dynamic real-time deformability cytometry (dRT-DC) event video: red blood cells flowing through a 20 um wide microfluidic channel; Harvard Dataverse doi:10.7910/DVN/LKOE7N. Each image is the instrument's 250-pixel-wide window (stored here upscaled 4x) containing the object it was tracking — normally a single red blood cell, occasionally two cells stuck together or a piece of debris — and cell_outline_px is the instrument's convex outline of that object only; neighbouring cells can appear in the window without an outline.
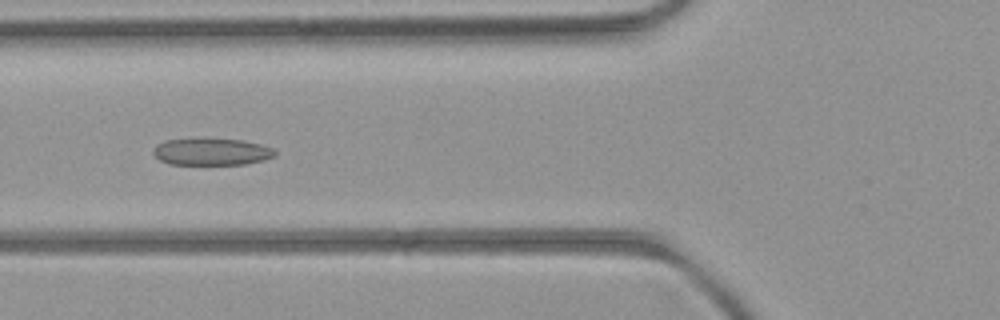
{"species": "common noctule bat (a hibernating species)", "species_latin": "Nyctalus noctula", "temperature_condition": "room temperature", "stored_images_in_passage": 36, "camera_frame_rate_fps": 3000, "um_per_image_px": 0.085, "animal": {"sex": "female", "body_mass_g": 21.9}, "frame": {"image": 1, "passage_image": 8, "time_ms": 2.333, "image_size_px": [1000, 320], "cell_outline_px": [[276, 156], [264, 160], [244, 164], [168, 164], [160, 160], [152, 152], [152, 148], [156, 144], [164, 140], [244, 140], [260, 144], [272, 148], [276, 152]], "centroid_in_image_um": [17.98, 12.92], "position_along_channel_um": 107.8, "area_um2": 18.79}}
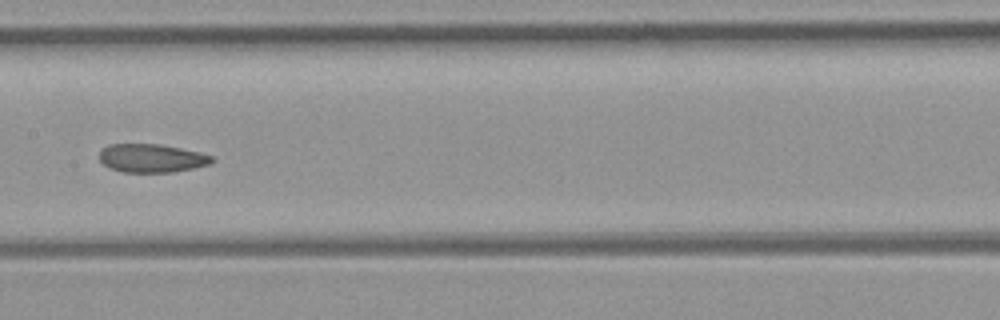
{"frame": {"image": 2, "passage_image": 14, "time_ms": 4.333, "image_size_px": [1000, 320], "cell_outline_px": [[216, 160], [212, 164], [172, 172], [124, 172], [108, 168], [100, 160], [100, 148], [108, 144], [160, 144], [200, 152], [212, 156]], "centroid_in_image_um": [12.89, 13.44], "position_along_channel_um": 194.5, "area_um2": 18.79}}
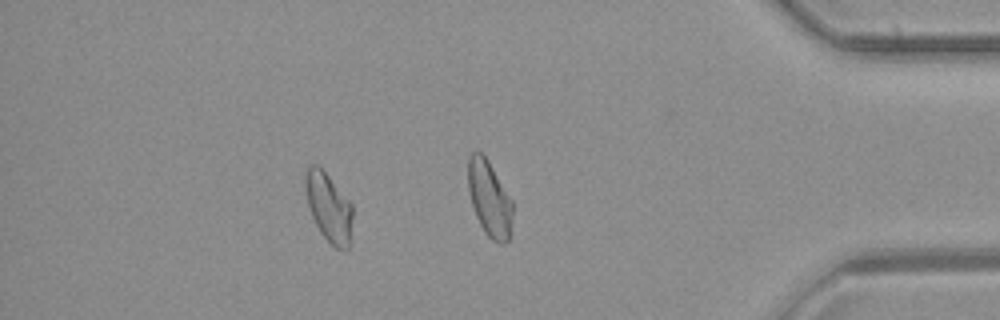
{"frame": {"image": 3, "passage_image": 30, "time_ms": 9.667, "image_size_px": [1000, 320], "cell_outline_px": [[352, 216], [348, 248], [336, 248], [320, 232], [312, 216], [308, 204], [304, 184], [304, 180], [308, 164], [316, 164], [328, 176], [352, 204]], "centroid_in_image_um": [27.91, 17.58], "position_along_channel_um": 407.3, "area_um2": 18.44}, "authors_computed_cell_mechanics": {"area_um2": 19.0162, "velocity_mm_per_s": 4.3102, "shape_relaxation_time_tau1_ms": null, "shape_relaxation_time_tau2_ms": 1.6949, "deformation_change_tau1": null, "deformation_change_tau2": 0.0694}}